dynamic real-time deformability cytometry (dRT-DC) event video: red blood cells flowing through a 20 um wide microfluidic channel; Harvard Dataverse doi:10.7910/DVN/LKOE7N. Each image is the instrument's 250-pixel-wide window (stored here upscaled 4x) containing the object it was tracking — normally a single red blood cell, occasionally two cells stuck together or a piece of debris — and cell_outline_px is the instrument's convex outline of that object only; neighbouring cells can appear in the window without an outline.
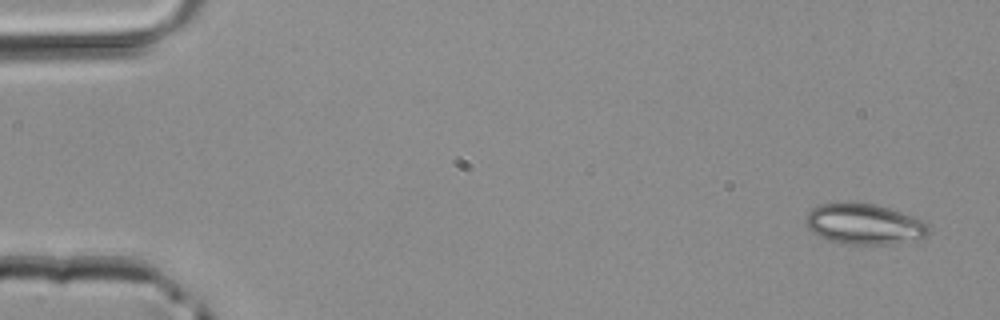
{"species": "common noctule bat (a hibernating species)", "species_latin": "Nyctalus noctula", "temperature_condition": "room temperature", "stored_images_in_passage": 3, "camera_frame_rate_fps": 3000, "um_per_image_px": 0.085, "animal": {"sex": "male", "body_mass_g": 20.4}, "frame": {"image": 1, "passage_image": 1, "time_ms": 0.0, "image_size_px": [1000, 320], "cell_outline_px": [[928, 236], [884, 244], [840, 244], [828, 240], [812, 232], [808, 228], [804, 220], [804, 216], [812, 208], [820, 204], [848, 200], [852, 200], [876, 204], [924, 220], [928, 224]], "centroid_in_image_um": [73.37, 19.0], "position_along_channel_um": 11.6, "area_um2": 29.48}}